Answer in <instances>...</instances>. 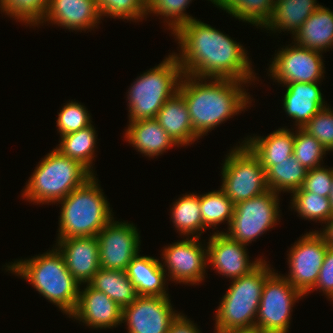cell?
I'll list each match as a JSON object with an SVG mask.
<instances>
[{
  "label": "cell",
  "instance_id": "obj_1",
  "mask_svg": "<svg viewBox=\"0 0 333 333\" xmlns=\"http://www.w3.org/2000/svg\"><path fill=\"white\" fill-rule=\"evenodd\" d=\"M179 53L173 52L183 74L201 78H226L255 83L257 79L246 49L229 35L198 19L174 33Z\"/></svg>",
  "mask_w": 333,
  "mask_h": 333
},
{
  "label": "cell",
  "instance_id": "obj_2",
  "mask_svg": "<svg viewBox=\"0 0 333 333\" xmlns=\"http://www.w3.org/2000/svg\"><path fill=\"white\" fill-rule=\"evenodd\" d=\"M245 84L250 85L233 79L183 74L178 91L186 101L193 130L199 138L251 105V95L243 88Z\"/></svg>",
  "mask_w": 333,
  "mask_h": 333
},
{
  "label": "cell",
  "instance_id": "obj_3",
  "mask_svg": "<svg viewBox=\"0 0 333 333\" xmlns=\"http://www.w3.org/2000/svg\"><path fill=\"white\" fill-rule=\"evenodd\" d=\"M5 270L28 281L48 302L70 315L76 308L80 283L69 272L62 255L54 247L29 259L6 264Z\"/></svg>",
  "mask_w": 333,
  "mask_h": 333
},
{
  "label": "cell",
  "instance_id": "obj_4",
  "mask_svg": "<svg viewBox=\"0 0 333 333\" xmlns=\"http://www.w3.org/2000/svg\"><path fill=\"white\" fill-rule=\"evenodd\" d=\"M274 271L263 259L249 274L232 280L216 309L214 331L255 332L262 289Z\"/></svg>",
  "mask_w": 333,
  "mask_h": 333
},
{
  "label": "cell",
  "instance_id": "obj_5",
  "mask_svg": "<svg viewBox=\"0 0 333 333\" xmlns=\"http://www.w3.org/2000/svg\"><path fill=\"white\" fill-rule=\"evenodd\" d=\"M96 175L74 189L61 204L57 239L96 237L114 218Z\"/></svg>",
  "mask_w": 333,
  "mask_h": 333
},
{
  "label": "cell",
  "instance_id": "obj_6",
  "mask_svg": "<svg viewBox=\"0 0 333 333\" xmlns=\"http://www.w3.org/2000/svg\"><path fill=\"white\" fill-rule=\"evenodd\" d=\"M38 163L21 194L23 199L37 205L57 203L94 176L56 148Z\"/></svg>",
  "mask_w": 333,
  "mask_h": 333
},
{
  "label": "cell",
  "instance_id": "obj_7",
  "mask_svg": "<svg viewBox=\"0 0 333 333\" xmlns=\"http://www.w3.org/2000/svg\"><path fill=\"white\" fill-rule=\"evenodd\" d=\"M182 76V68L173 53L140 74L127 92L129 121L156 118L165 102L178 92Z\"/></svg>",
  "mask_w": 333,
  "mask_h": 333
},
{
  "label": "cell",
  "instance_id": "obj_8",
  "mask_svg": "<svg viewBox=\"0 0 333 333\" xmlns=\"http://www.w3.org/2000/svg\"><path fill=\"white\" fill-rule=\"evenodd\" d=\"M225 156L220 188L234 204L257 197L269 190L266 171L260 159L245 143H240Z\"/></svg>",
  "mask_w": 333,
  "mask_h": 333
},
{
  "label": "cell",
  "instance_id": "obj_9",
  "mask_svg": "<svg viewBox=\"0 0 333 333\" xmlns=\"http://www.w3.org/2000/svg\"><path fill=\"white\" fill-rule=\"evenodd\" d=\"M279 195L268 190L235 204L228 231L224 233L232 240L249 246V243L256 241L254 239H258L280 221Z\"/></svg>",
  "mask_w": 333,
  "mask_h": 333
},
{
  "label": "cell",
  "instance_id": "obj_10",
  "mask_svg": "<svg viewBox=\"0 0 333 333\" xmlns=\"http://www.w3.org/2000/svg\"><path fill=\"white\" fill-rule=\"evenodd\" d=\"M305 297L278 272L265 281L258 307L256 333H287L290 328L292 307Z\"/></svg>",
  "mask_w": 333,
  "mask_h": 333
},
{
  "label": "cell",
  "instance_id": "obj_11",
  "mask_svg": "<svg viewBox=\"0 0 333 333\" xmlns=\"http://www.w3.org/2000/svg\"><path fill=\"white\" fill-rule=\"evenodd\" d=\"M299 238L287 254L289 270L283 276L305 296L317 282L329 244L318 230Z\"/></svg>",
  "mask_w": 333,
  "mask_h": 333
},
{
  "label": "cell",
  "instance_id": "obj_12",
  "mask_svg": "<svg viewBox=\"0 0 333 333\" xmlns=\"http://www.w3.org/2000/svg\"><path fill=\"white\" fill-rule=\"evenodd\" d=\"M199 239V237H186V239L183 237V240L169 244L161 250L163 256L160 260L163 262L161 266L166 272L168 281L192 286L205 281L208 266L207 246Z\"/></svg>",
  "mask_w": 333,
  "mask_h": 333
},
{
  "label": "cell",
  "instance_id": "obj_13",
  "mask_svg": "<svg viewBox=\"0 0 333 333\" xmlns=\"http://www.w3.org/2000/svg\"><path fill=\"white\" fill-rule=\"evenodd\" d=\"M322 58V52L301 47L292 41L278 49L268 67V76L279 84L321 82L325 77Z\"/></svg>",
  "mask_w": 333,
  "mask_h": 333
},
{
  "label": "cell",
  "instance_id": "obj_14",
  "mask_svg": "<svg viewBox=\"0 0 333 333\" xmlns=\"http://www.w3.org/2000/svg\"><path fill=\"white\" fill-rule=\"evenodd\" d=\"M96 237L101 269L125 271L141 251L139 230L127 221H114L113 218Z\"/></svg>",
  "mask_w": 333,
  "mask_h": 333
},
{
  "label": "cell",
  "instance_id": "obj_15",
  "mask_svg": "<svg viewBox=\"0 0 333 333\" xmlns=\"http://www.w3.org/2000/svg\"><path fill=\"white\" fill-rule=\"evenodd\" d=\"M170 297L140 296L122 308L121 323L127 333H167L171 321L179 313Z\"/></svg>",
  "mask_w": 333,
  "mask_h": 333
},
{
  "label": "cell",
  "instance_id": "obj_16",
  "mask_svg": "<svg viewBox=\"0 0 333 333\" xmlns=\"http://www.w3.org/2000/svg\"><path fill=\"white\" fill-rule=\"evenodd\" d=\"M207 244V261L216 272L230 280L249 274L263 260L256 258L252 262L244 245L229 238L224 231L217 230L209 237Z\"/></svg>",
  "mask_w": 333,
  "mask_h": 333
},
{
  "label": "cell",
  "instance_id": "obj_17",
  "mask_svg": "<svg viewBox=\"0 0 333 333\" xmlns=\"http://www.w3.org/2000/svg\"><path fill=\"white\" fill-rule=\"evenodd\" d=\"M83 289H80L76 308L69 318L92 329H112L122 325V308L117 303L89 284H85Z\"/></svg>",
  "mask_w": 333,
  "mask_h": 333
},
{
  "label": "cell",
  "instance_id": "obj_18",
  "mask_svg": "<svg viewBox=\"0 0 333 333\" xmlns=\"http://www.w3.org/2000/svg\"><path fill=\"white\" fill-rule=\"evenodd\" d=\"M55 248L80 285L88 284L100 269L97 237L56 239Z\"/></svg>",
  "mask_w": 333,
  "mask_h": 333
},
{
  "label": "cell",
  "instance_id": "obj_19",
  "mask_svg": "<svg viewBox=\"0 0 333 333\" xmlns=\"http://www.w3.org/2000/svg\"><path fill=\"white\" fill-rule=\"evenodd\" d=\"M102 18L96 0H49L48 10L39 26L50 22L69 31L85 32L98 27Z\"/></svg>",
  "mask_w": 333,
  "mask_h": 333
},
{
  "label": "cell",
  "instance_id": "obj_20",
  "mask_svg": "<svg viewBox=\"0 0 333 333\" xmlns=\"http://www.w3.org/2000/svg\"><path fill=\"white\" fill-rule=\"evenodd\" d=\"M320 83H282V86L286 87L282 99L283 110L294 120L296 128H302L316 113L327 106L320 90Z\"/></svg>",
  "mask_w": 333,
  "mask_h": 333
},
{
  "label": "cell",
  "instance_id": "obj_21",
  "mask_svg": "<svg viewBox=\"0 0 333 333\" xmlns=\"http://www.w3.org/2000/svg\"><path fill=\"white\" fill-rule=\"evenodd\" d=\"M125 130V140L140 154L149 158L160 156L173 146L179 145L166 133L158 121L153 119H143L129 121Z\"/></svg>",
  "mask_w": 333,
  "mask_h": 333
},
{
  "label": "cell",
  "instance_id": "obj_22",
  "mask_svg": "<svg viewBox=\"0 0 333 333\" xmlns=\"http://www.w3.org/2000/svg\"><path fill=\"white\" fill-rule=\"evenodd\" d=\"M155 119L180 147L199 140L193 130L186 101L179 91L165 102Z\"/></svg>",
  "mask_w": 333,
  "mask_h": 333
},
{
  "label": "cell",
  "instance_id": "obj_23",
  "mask_svg": "<svg viewBox=\"0 0 333 333\" xmlns=\"http://www.w3.org/2000/svg\"><path fill=\"white\" fill-rule=\"evenodd\" d=\"M125 272L134 284L137 295L169 297L166 289L168 278L159 258L141 256L138 253Z\"/></svg>",
  "mask_w": 333,
  "mask_h": 333
},
{
  "label": "cell",
  "instance_id": "obj_24",
  "mask_svg": "<svg viewBox=\"0 0 333 333\" xmlns=\"http://www.w3.org/2000/svg\"><path fill=\"white\" fill-rule=\"evenodd\" d=\"M242 142L260 159L265 171L293 155L295 133L281 127L267 136H247Z\"/></svg>",
  "mask_w": 333,
  "mask_h": 333
},
{
  "label": "cell",
  "instance_id": "obj_25",
  "mask_svg": "<svg viewBox=\"0 0 333 333\" xmlns=\"http://www.w3.org/2000/svg\"><path fill=\"white\" fill-rule=\"evenodd\" d=\"M293 41L304 48L320 52L333 48V11L320 6L292 36Z\"/></svg>",
  "mask_w": 333,
  "mask_h": 333
},
{
  "label": "cell",
  "instance_id": "obj_26",
  "mask_svg": "<svg viewBox=\"0 0 333 333\" xmlns=\"http://www.w3.org/2000/svg\"><path fill=\"white\" fill-rule=\"evenodd\" d=\"M320 6L316 0L275 1L272 17L264 28L272 33L289 31L294 35Z\"/></svg>",
  "mask_w": 333,
  "mask_h": 333
},
{
  "label": "cell",
  "instance_id": "obj_27",
  "mask_svg": "<svg viewBox=\"0 0 333 333\" xmlns=\"http://www.w3.org/2000/svg\"><path fill=\"white\" fill-rule=\"evenodd\" d=\"M170 208L173 226L183 237H201L207 228L200 212L199 194H182Z\"/></svg>",
  "mask_w": 333,
  "mask_h": 333
},
{
  "label": "cell",
  "instance_id": "obj_28",
  "mask_svg": "<svg viewBox=\"0 0 333 333\" xmlns=\"http://www.w3.org/2000/svg\"><path fill=\"white\" fill-rule=\"evenodd\" d=\"M88 284L104 292L121 308L130 305L138 296L134 284L122 270L100 268Z\"/></svg>",
  "mask_w": 333,
  "mask_h": 333
},
{
  "label": "cell",
  "instance_id": "obj_29",
  "mask_svg": "<svg viewBox=\"0 0 333 333\" xmlns=\"http://www.w3.org/2000/svg\"><path fill=\"white\" fill-rule=\"evenodd\" d=\"M96 129L91 124L88 127L60 137L56 149L63 155L85 166L93 175V161L95 156L97 135Z\"/></svg>",
  "mask_w": 333,
  "mask_h": 333
},
{
  "label": "cell",
  "instance_id": "obj_30",
  "mask_svg": "<svg viewBox=\"0 0 333 333\" xmlns=\"http://www.w3.org/2000/svg\"><path fill=\"white\" fill-rule=\"evenodd\" d=\"M211 2L235 19L261 29L270 21L274 9L273 0H212Z\"/></svg>",
  "mask_w": 333,
  "mask_h": 333
},
{
  "label": "cell",
  "instance_id": "obj_31",
  "mask_svg": "<svg viewBox=\"0 0 333 333\" xmlns=\"http://www.w3.org/2000/svg\"><path fill=\"white\" fill-rule=\"evenodd\" d=\"M305 169L292 155L288 160L270 166L266 170V180L269 190L280 194L289 192L290 194L302 187L306 178Z\"/></svg>",
  "mask_w": 333,
  "mask_h": 333
},
{
  "label": "cell",
  "instance_id": "obj_32",
  "mask_svg": "<svg viewBox=\"0 0 333 333\" xmlns=\"http://www.w3.org/2000/svg\"><path fill=\"white\" fill-rule=\"evenodd\" d=\"M200 212L204 226L208 229L226 222L228 227L234 214L235 204L228 198L224 191H210L205 194H199Z\"/></svg>",
  "mask_w": 333,
  "mask_h": 333
},
{
  "label": "cell",
  "instance_id": "obj_33",
  "mask_svg": "<svg viewBox=\"0 0 333 333\" xmlns=\"http://www.w3.org/2000/svg\"><path fill=\"white\" fill-rule=\"evenodd\" d=\"M291 196V209L302 219L326 224L333 216L329 197H322L302 188L292 192Z\"/></svg>",
  "mask_w": 333,
  "mask_h": 333
},
{
  "label": "cell",
  "instance_id": "obj_34",
  "mask_svg": "<svg viewBox=\"0 0 333 333\" xmlns=\"http://www.w3.org/2000/svg\"><path fill=\"white\" fill-rule=\"evenodd\" d=\"M49 0H0V11L26 26H37L48 10Z\"/></svg>",
  "mask_w": 333,
  "mask_h": 333
},
{
  "label": "cell",
  "instance_id": "obj_35",
  "mask_svg": "<svg viewBox=\"0 0 333 333\" xmlns=\"http://www.w3.org/2000/svg\"><path fill=\"white\" fill-rule=\"evenodd\" d=\"M212 1V0H208ZM192 0H148L146 2V10L148 14L161 16L164 23L173 34L181 25L194 20L192 15L186 13V8Z\"/></svg>",
  "mask_w": 333,
  "mask_h": 333
},
{
  "label": "cell",
  "instance_id": "obj_36",
  "mask_svg": "<svg viewBox=\"0 0 333 333\" xmlns=\"http://www.w3.org/2000/svg\"><path fill=\"white\" fill-rule=\"evenodd\" d=\"M294 139L293 156L307 170L323 166V158L328 154L326 148L314 137L297 128Z\"/></svg>",
  "mask_w": 333,
  "mask_h": 333
},
{
  "label": "cell",
  "instance_id": "obj_37",
  "mask_svg": "<svg viewBox=\"0 0 333 333\" xmlns=\"http://www.w3.org/2000/svg\"><path fill=\"white\" fill-rule=\"evenodd\" d=\"M101 17L138 22L147 17L144 0H96Z\"/></svg>",
  "mask_w": 333,
  "mask_h": 333
},
{
  "label": "cell",
  "instance_id": "obj_38",
  "mask_svg": "<svg viewBox=\"0 0 333 333\" xmlns=\"http://www.w3.org/2000/svg\"><path fill=\"white\" fill-rule=\"evenodd\" d=\"M60 137L84 129L92 124L90 112L84 105L70 101L65 103L56 120Z\"/></svg>",
  "mask_w": 333,
  "mask_h": 333
},
{
  "label": "cell",
  "instance_id": "obj_39",
  "mask_svg": "<svg viewBox=\"0 0 333 333\" xmlns=\"http://www.w3.org/2000/svg\"><path fill=\"white\" fill-rule=\"evenodd\" d=\"M314 136L327 151H333V108L326 106L316 113L303 127Z\"/></svg>",
  "mask_w": 333,
  "mask_h": 333
},
{
  "label": "cell",
  "instance_id": "obj_40",
  "mask_svg": "<svg viewBox=\"0 0 333 333\" xmlns=\"http://www.w3.org/2000/svg\"><path fill=\"white\" fill-rule=\"evenodd\" d=\"M333 167L326 168L325 165L307 170L302 189L304 191L318 194L322 197H329L331 191Z\"/></svg>",
  "mask_w": 333,
  "mask_h": 333
},
{
  "label": "cell",
  "instance_id": "obj_41",
  "mask_svg": "<svg viewBox=\"0 0 333 333\" xmlns=\"http://www.w3.org/2000/svg\"><path fill=\"white\" fill-rule=\"evenodd\" d=\"M325 294V297L333 303V247L328 246L324 257L323 265L320 268L319 276L315 286L305 295L313 291H318Z\"/></svg>",
  "mask_w": 333,
  "mask_h": 333
},
{
  "label": "cell",
  "instance_id": "obj_42",
  "mask_svg": "<svg viewBox=\"0 0 333 333\" xmlns=\"http://www.w3.org/2000/svg\"><path fill=\"white\" fill-rule=\"evenodd\" d=\"M198 327L187 315L179 312L171 321L167 333H202Z\"/></svg>",
  "mask_w": 333,
  "mask_h": 333
},
{
  "label": "cell",
  "instance_id": "obj_43",
  "mask_svg": "<svg viewBox=\"0 0 333 333\" xmlns=\"http://www.w3.org/2000/svg\"><path fill=\"white\" fill-rule=\"evenodd\" d=\"M323 227L325 228H322L319 232L325 237L329 246L333 247V216Z\"/></svg>",
  "mask_w": 333,
  "mask_h": 333
},
{
  "label": "cell",
  "instance_id": "obj_44",
  "mask_svg": "<svg viewBox=\"0 0 333 333\" xmlns=\"http://www.w3.org/2000/svg\"><path fill=\"white\" fill-rule=\"evenodd\" d=\"M329 200H330V204H331V208H332V212H333V175H332V183H331V191H330V195H329Z\"/></svg>",
  "mask_w": 333,
  "mask_h": 333
},
{
  "label": "cell",
  "instance_id": "obj_45",
  "mask_svg": "<svg viewBox=\"0 0 333 333\" xmlns=\"http://www.w3.org/2000/svg\"><path fill=\"white\" fill-rule=\"evenodd\" d=\"M215 333H237V332H218L214 331ZM238 333H256V332H238Z\"/></svg>",
  "mask_w": 333,
  "mask_h": 333
}]
</instances>
